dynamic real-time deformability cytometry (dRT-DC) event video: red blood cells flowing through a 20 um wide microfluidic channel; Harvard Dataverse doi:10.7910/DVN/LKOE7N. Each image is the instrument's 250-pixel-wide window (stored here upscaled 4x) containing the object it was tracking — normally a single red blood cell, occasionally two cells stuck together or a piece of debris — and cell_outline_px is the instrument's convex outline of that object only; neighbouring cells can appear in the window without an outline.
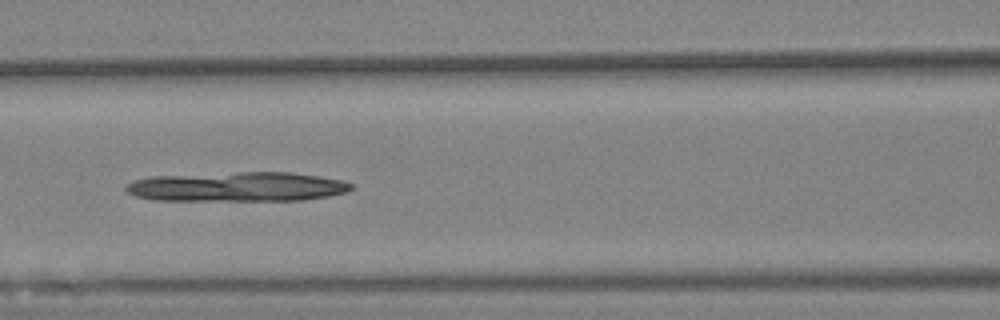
{"species": "Egyptian fruit bat (a non-hibernating species)", "species_latin": "Rousettus aegyptiacus", "temperature_condition": "warm", "stored_images_in_passage": 54, "camera_frame_rate_fps": 3000, "um_per_image_px": 0.085, "animal": {"sex": "female"}, "frame": {"image": 1, "passage_image": 12, "time_ms": 3.667, "image_size_px": [1000, 320], "cell_outline_px": [[356, 188], [348, 192], [328, 196], [304, 200], [152, 200], [136, 196], [128, 192], [124, 188], [132, 180], [152, 176], [240, 172], [292, 172], [344, 180], [352, 184]], "centroid_in_image_um": [20.21, 15.87], "position_along_channel_um": 146.4, "area_um2": 38.96}}
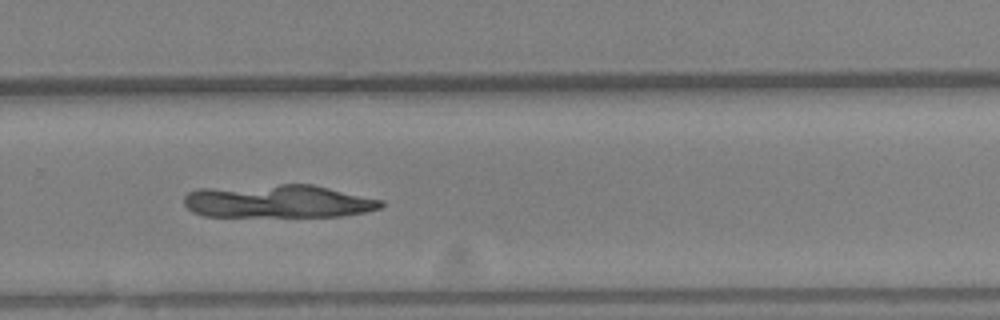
{"frame": {"image": 2, "passage_image": 30, "time_ms": 9.667, "image_size_px": [1000, 320], "cell_outline_px": [[384, 204], [380, 208], [364, 212], [340, 216], [204, 216], [192, 212], [184, 204], [184, 196], [188, 192], [200, 188], [280, 184], [312, 184], [384, 200]], "centroid_in_image_um": [23.63, 17.1], "position_along_channel_um": 306.2, "area_um2": 38.15}}
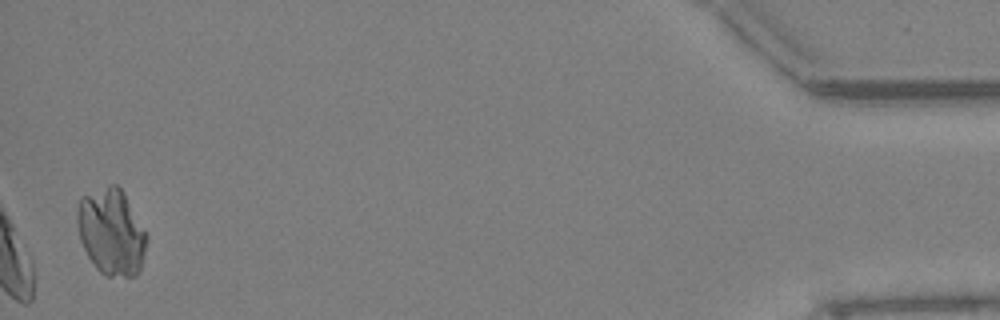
{"frame": {"image": 3, "passage_image": 53, "time_ms": 17.333, "image_size_px": [1000, 320], "cell_outline_px": [[148, 240], [144, 256], [140, 268], [136, 276], [104, 276], [96, 268], [88, 256], [80, 240], [76, 220], [76, 208], [80, 196], [112, 184], [116, 184], [124, 192], [148, 236]], "centroid_in_image_um": [9.46, 19.71], "position_along_channel_um": 425.7, "area_um2": 35.2}}